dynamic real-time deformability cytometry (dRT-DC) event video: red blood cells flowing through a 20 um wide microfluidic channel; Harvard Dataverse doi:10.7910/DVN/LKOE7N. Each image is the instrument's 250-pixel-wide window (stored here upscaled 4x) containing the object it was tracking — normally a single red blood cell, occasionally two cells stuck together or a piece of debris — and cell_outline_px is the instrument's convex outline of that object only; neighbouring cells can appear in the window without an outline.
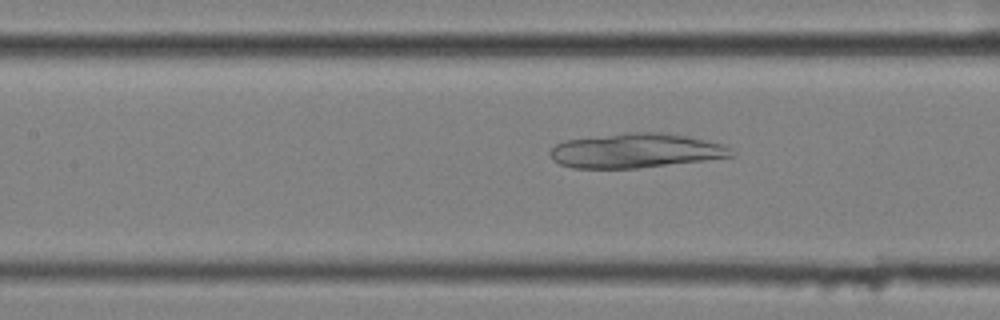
{"species": "common noctule bat (a hibernating species)", "species_latin": "Nyctalus noctula", "temperature_condition": "cold", "stored_images_in_passage": 45, "camera_frame_rate_fps": 3000, "um_per_image_px": 0.085, "animal": {"sex": "female", "body_mass_g": 25.1}, "frame": {"image": 1, "passage_image": 26, "time_ms": 8.333, "image_size_px": [1000, 320], "cell_outline_px": [[732, 156], [704, 160], [640, 168], [572, 168], [560, 164], [552, 160], [548, 152], [556, 144], [564, 140], [628, 132], [660, 132], [688, 136], [708, 140], [724, 144], [728, 148]], "centroid_in_image_um": [53.98, 12.8], "position_along_channel_um": 153.4, "area_um2": 36.36}}
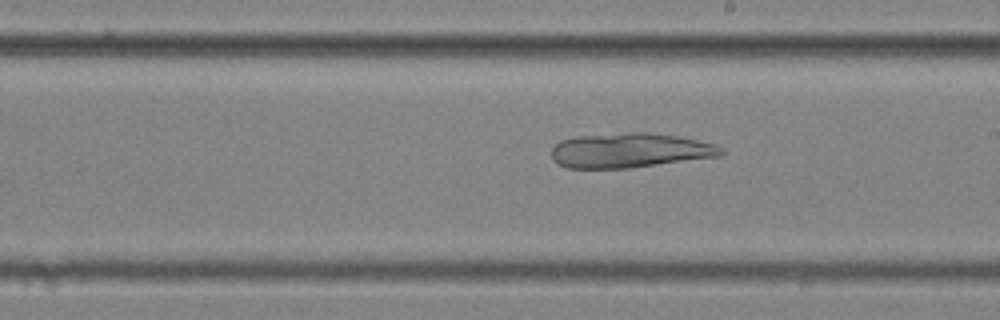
{"frame": {"image": 2, "passage_image": 33, "time_ms": 10.667, "image_size_px": [1000, 320], "cell_outline_px": [[724, 152], [720, 156], [632, 168], [564, 168], [556, 164], [552, 160], [552, 148], [560, 140], [576, 136], [628, 132], [648, 132], [676, 136], [716, 144], [724, 148]], "centroid_in_image_um": [53.51, 12.79], "position_along_channel_um": 235.5, "area_um2": 34.56}}
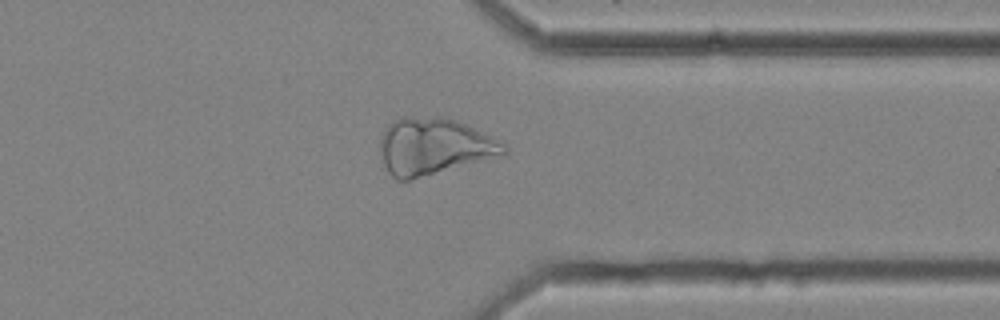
{"frame": {"image": 3, "passage_image": 45, "time_ms": 14.667, "image_size_px": [1000, 320], "cell_outline_px": [[508, 152], [504, 156], [408, 180], [396, 180], [388, 172], [384, 164], [380, 152], [380, 136], [384, 128], [392, 120], [404, 116], [440, 116], [456, 120], [492, 136], [504, 144], [508, 148]], "centroid_in_image_um": [36.88, 12.43], "position_along_channel_um": 374.5, "area_um2": 41.5}}